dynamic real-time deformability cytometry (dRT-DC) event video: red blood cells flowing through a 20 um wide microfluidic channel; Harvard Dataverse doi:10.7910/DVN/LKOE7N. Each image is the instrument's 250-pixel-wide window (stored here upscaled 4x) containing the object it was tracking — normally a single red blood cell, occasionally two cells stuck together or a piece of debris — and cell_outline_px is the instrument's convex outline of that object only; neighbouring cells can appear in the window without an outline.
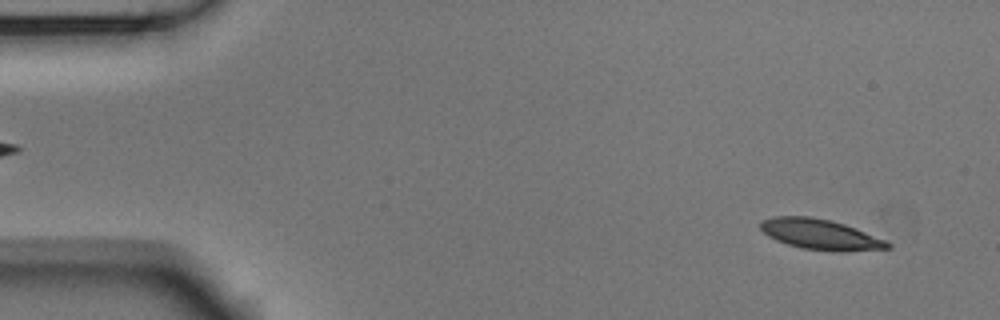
{"species": "Egyptian fruit bat (a non-hibernating species)", "species_latin": "Rousettus aegyptiacus", "temperature_condition": "room temperature", "stored_images_in_passage": 53, "camera_frame_rate_fps": 3000, "um_per_image_px": 0.085, "animal": {"sex": "male"}, "frame": {"image": 1, "passage_image": 3, "time_ms": 0.667, "image_size_px": [1000, 320], "cell_outline_px": [[892, 248], [844, 252], [832, 252], [804, 248], [788, 244], [776, 240], [768, 236], [760, 228], [760, 220], [772, 216], [808, 216], [832, 220], [856, 228], [884, 240], [892, 244]], "centroid_in_image_um": [69.72, 19.92], "position_along_channel_um": 15.3, "area_um2": 22.66}}
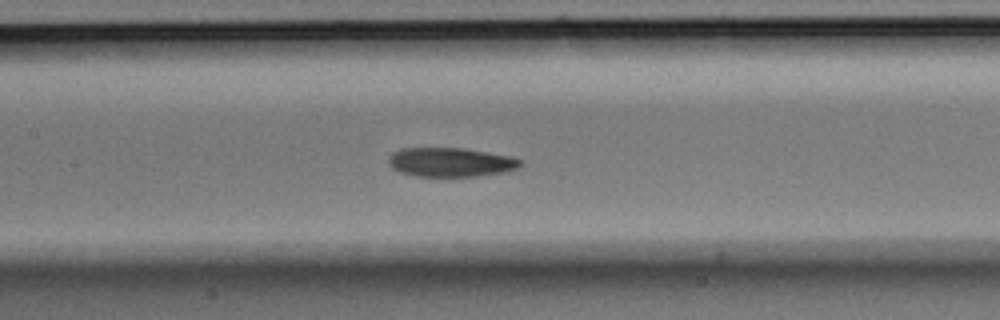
{"frame": {"image": 2, "passage_image": 24, "time_ms": 7.667, "image_size_px": [1000, 320], "cell_outline_px": [[524, 164], [516, 168], [504, 172], [476, 176], [416, 176], [400, 172], [392, 168], [388, 164], [388, 156], [392, 152], [400, 148], [460, 148], [512, 156], [524, 160]], "centroid_in_image_um": [38.29, 13.78], "position_along_channel_um": 169.1, "area_um2": 22.48}}
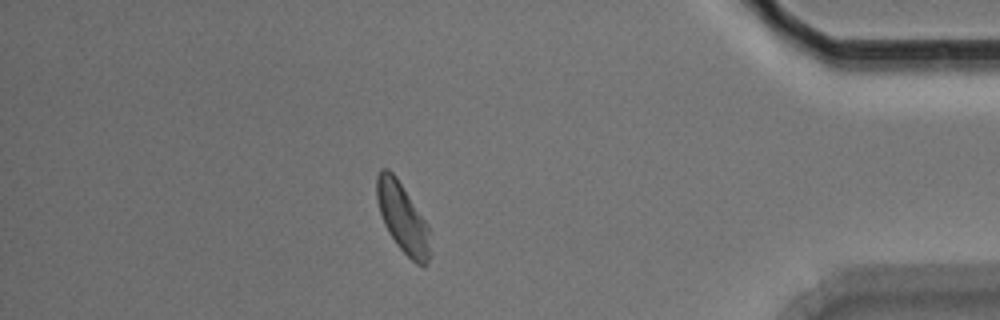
{"frame": {"image": 3, "passage_image": 46, "time_ms": 15.0, "image_size_px": [1000, 320], "cell_outline_px": [[432, 232], [428, 264], [424, 268], [416, 264], [396, 244], [388, 232], [384, 224], [380, 212], [376, 196], [376, 176], [380, 168], [388, 168], [396, 176], [428, 224]], "centroid_in_image_um": [34.25, 18.54], "position_along_channel_um": 401.0, "area_um2": 22.02}, "authors_computed_cell_mechanics": {"area_um2": 22.4842, "velocity_mm_per_s": 3.6948, "shape_relaxation_time_tau1_ms": 3.989, "shape_relaxation_time_tau2_ms": 4.8972, "deformation_change_tau1": 0.1248, "deformation_change_tau2": 0.1082}}